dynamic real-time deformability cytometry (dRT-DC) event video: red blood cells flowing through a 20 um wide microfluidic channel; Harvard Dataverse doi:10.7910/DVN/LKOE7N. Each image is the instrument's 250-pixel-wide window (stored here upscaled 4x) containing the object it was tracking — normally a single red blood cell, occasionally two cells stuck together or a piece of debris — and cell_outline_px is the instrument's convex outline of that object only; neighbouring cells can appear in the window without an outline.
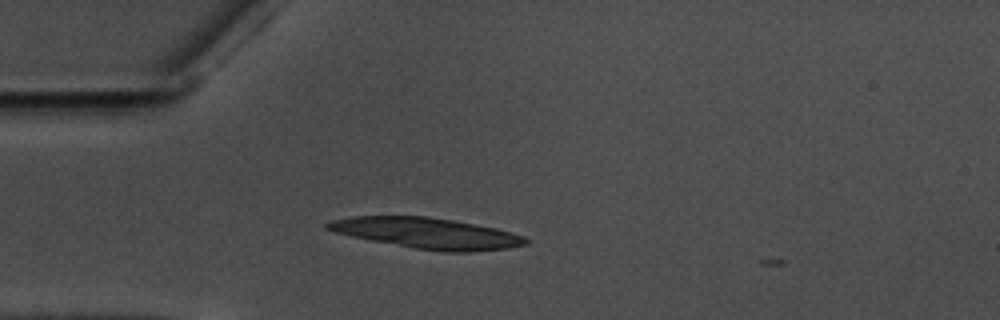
{"species": "common noctule bat (a hibernating species)", "species_latin": "Nyctalus noctula", "temperature_condition": "warm", "stored_images_in_passage": 3, "camera_frame_rate_fps": 3000, "um_per_image_px": 0.085, "animal": {"sex": "male", "body_mass_g": 17.5, "forearm_length_mm": 52.3}, "frame": {"image": 1, "passage_image": 1, "time_ms": 0.0, "image_size_px": [1000, 320], "cell_outline_px": [[528, 244], [508, 248], [468, 252], [444, 252], [416, 248], [372, 240], [352, 236], [336, 232], [324, 228], [324, 224], [332, 220], [352, 216], [428, 216], [452, 220], [496, 228], [512, 232], [524, 236], [528, 240]], "centroid_in_image_um": [36.31, 19.81], "position_along_channel_um": 48.7, "area_um2": 35.32}}